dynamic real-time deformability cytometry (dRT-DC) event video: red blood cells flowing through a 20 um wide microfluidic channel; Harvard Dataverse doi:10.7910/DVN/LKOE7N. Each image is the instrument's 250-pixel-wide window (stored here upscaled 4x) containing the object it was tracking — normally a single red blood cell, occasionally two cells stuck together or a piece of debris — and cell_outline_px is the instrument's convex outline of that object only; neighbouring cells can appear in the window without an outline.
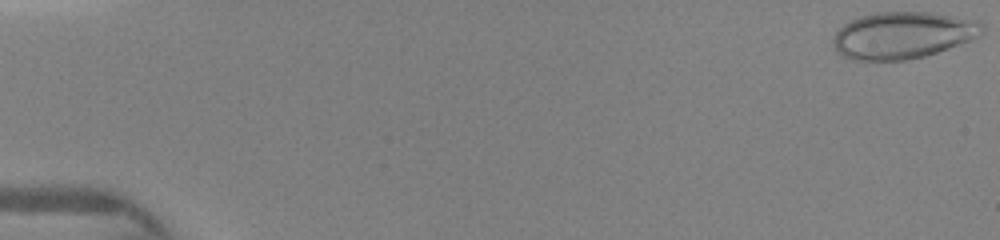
{"species": "human", "species_latin": "Homo sapiens", "temperature_condition": "warm", "stored_images_in_passage": 15, "camera_frame_rate_fps": 3000, "um_per_image_px": 0.085, "donor": {"sex": "female"}, "frame": {"image": 1, "passage_image": 1, "time_ms": 0.0, "image_size_px": [1000, 240], "cell_outline_px": [[984, 32], [980, 36], [972, 40], [924, 56], [908, 60], [852, 60], [836, 52], [832, 44], [832, 40], [836, 32], [844, 24], [860, 16], [876, 12], [928, 12], [980, 20], [984, 24]], "centroid_in_image_um": [76.76, 2.99], "position_along_channel_um": 8.2, "area_um2": 40.92}}